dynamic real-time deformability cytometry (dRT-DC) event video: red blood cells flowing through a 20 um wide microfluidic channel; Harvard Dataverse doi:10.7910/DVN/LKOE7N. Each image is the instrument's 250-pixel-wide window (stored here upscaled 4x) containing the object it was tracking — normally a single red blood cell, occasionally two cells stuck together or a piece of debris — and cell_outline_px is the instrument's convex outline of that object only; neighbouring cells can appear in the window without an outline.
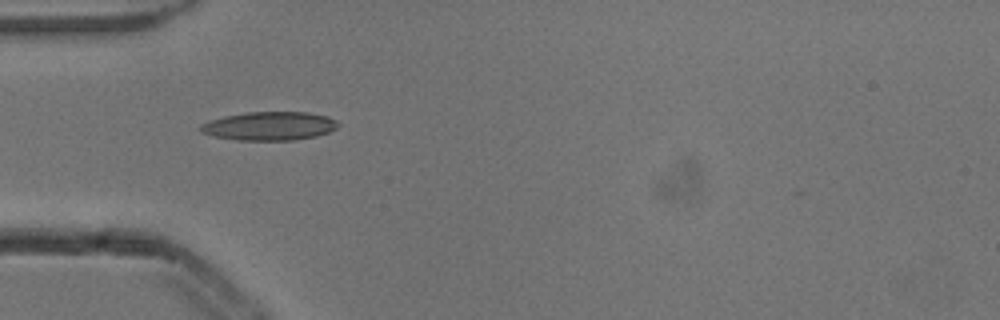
{"species": "common noctule bat (a hibernating species)", "species_latin": "Nyctalus noctula", "temperature_condition": "cold", "stored_images_in_passage": 6, "camera_frame_rate_fps": 3000, "um_per_image_px": 0.085, "animal": {"sex": "male", "body_mass_g": 13.3}, "frame": {"image": 1, "passage_image": 4, "time_ms": 1.0, "image_size_px": [1000, 320], "cell_outline_px": [[340, 124], [336, 128], [328, 132], [316, 136], [292, 140], [236, 140], [216, 136], [200, 132], [200, 124], [208, 120], [224, 116], [248, 112], [308, 112], [328, 116], [336, 120]], "centroid_in_image_um": [22.9, 10.7], "position_along_channel_um": 62.1, "area_um2": 22.95}}
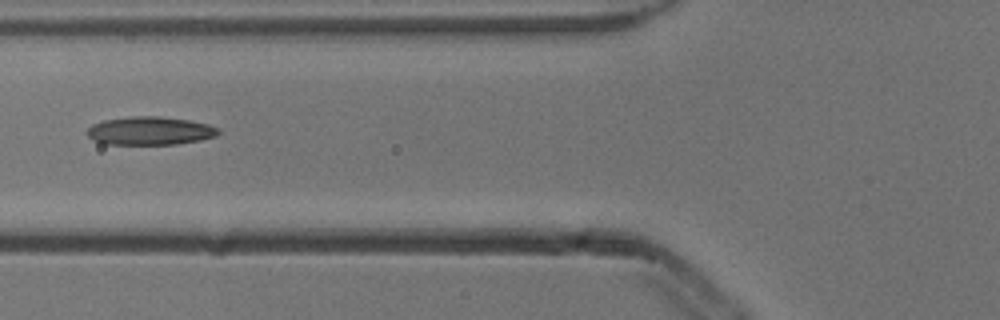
{"frame": {"image": 2, "passage_image": 5, "time_ms": 1.333, "image_size_px": [1000, 320], "cell_outline_px": [[220, 132], [216, 136], [200, 140], [176, 144], [104, 144], [88, 136], [88, 128], [92, 124], [104, 120], [132, 116], [160, 116], [188, 120], [208, 124], [220, 128]], "centroid_in_image_um": [12.78, 11.11], "position_along_channel_um": 113.0, "area_um2": 21.56}}
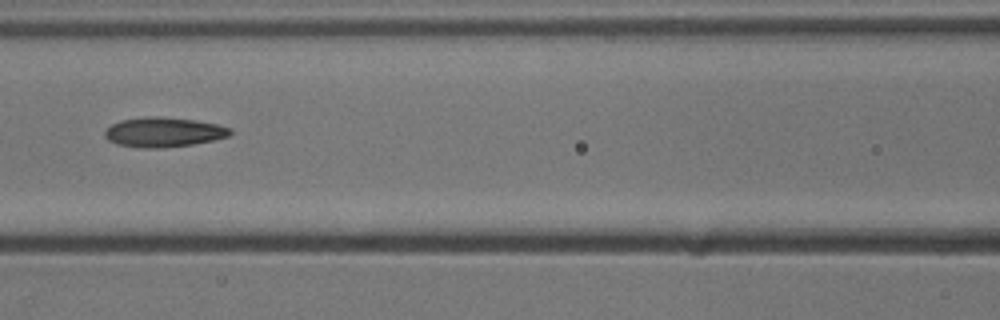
{"frame": {"image": 3, "passage_image": 6, "time_ms": 1.667, "image_size_px": [1000, 320], "cell_outline_px": [[232, 132], [228, 136], [212, 140], [192, 144], [160, 148], [144, 148], [116, 144], [108, 140], [104, 136], [104, 132], [112, 124], [120, 120], [144, 116], [160, 116], [196, 120], [216, 124], [232, 128]], "centroid_in_image_um": [13.88, 11.22], "position_along_channel_um": 152.7, "area_um2": 21.73}}